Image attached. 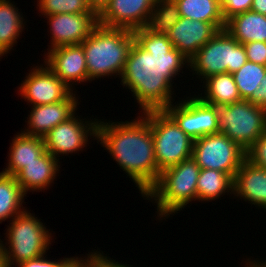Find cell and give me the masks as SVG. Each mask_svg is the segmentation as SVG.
<instances>
[{"label": "cell", "mask_w": 266, "mask_h": 267, "mask_svg": "<svg viewBox=\"0 0 266 267\" xmlns=\"http://www.w3.org/2000/svg\"><path fill=\"white\" fill-rule=\"evenodd\" d=\"M133 34L135 40L120 77L121 84L133 92L143 113L165 110L174 100L172 79L184 66L188 68L189 60L173 47L167 35L146 26L133 30Z\"/></svg>", "instance_id": "cell-1"}, {"label": "cell", "mask_w": 266, "mask_h": 267, "mask_svg": "<svg viewBox=\"0 0 266 267\" xmlns=\"http://www.w3.org/2000/svg\"><path fill=\"white\" fill-rule=\"evenodd\" d=\"M136 119L98 121L96 140L112 155L144 197L157 183L161 171L157 167L150 122L143 114Z\"/></svg>", "instance_id": "cell-2"}, {"label": "cell", "mask_w": 266, "mask_h": 267, "mask_svg": "<svg viewBox=\"0 0 266 267\" xmlns=\"http://www.w3.org/2000/svg\"><path fill=\"white\" fill-rule=\"evenodd\" d=\"M132 30L97 25L81 43L88 71V81L114 74L120 78L134 42Z\"/></svg>", "instance_id": "cell-3"}, {"label": "cell", "mask_w": 266, "mask_h": 267, "mask_svg": "<svg viewBox=\"0 0 266 267\" xmlns=\"http://www.w3.org/2000/svg\"><path fill=\"white\" fill-rule=\"evenodd\" d=\"M200 170V166L190 158L161 172L157 183L144 196L147 200H155L159 218H168L193 200L197 201Z\"/></svg>", "instance_id": "cell-4"}, {"label": "cell", "mask_w": 266, "mask_h": 267, "mask_svg": "<svg viewBox=\"0 0 266 267\" xmlns=\"http://www.w3.org/2000/svg\"><path fill=\"white\" fill-rule=\"evenodd\" d=\"M208 103L218 119L219 133L239 144L245 151L266 131V110L247 100L227 104Z\"/></svg>", "instance_id": "cell-5"}, {"label": "cell", "mask_w": 266, "mask_h": 267, "mask_svg": "<svg viewBox=\"0 0 266 267\" xmlns=\"http://www.w3.org/2000/svg\"><path fill=\"white\" fill-rule=\"evenodd\" d=\"M5 244L2 242L7 267L46 255L52 241L50 229L37 217L25 210L10 220ZM8 238V239H7ZM8 247L6 248V246Z\"/></svg>", "instance_id": "cell-6"}, {"label": "cell", "mask_w": 266, "mask_h": 267, "mask_svg": "<svg viewBox=\"0 0 266 267\" xmlns=\"http://www.w3.org/2000/svg\"><path fill=\"white\" fill-rule=\"evenodd\" d=\"M247 61L244 45L223 29L189 60V68L203 81L220 73H234Z\"/></svg>", "instance_id": "cell-7"}, {"label": "cell", "mask_w": 266, "mask_h": 267, "mask_svg": "<svg viewBox=\"0 0 266 267\" xmlns=\"http://www.w3.org/2000/svg\"><path fill=\"white\" fill-rule=\"evenodd\" d=\"M142 114L150 122L155 158L161 172L192 157L194 140L164 110Z\"/></svg>", "instance_id": "cell-8"}, {"label": "cell", "mask_w": 266, "mask_h": 267, "mask_svg": "<svg viewBox=\"0 0 266 267\" xmlns=\"http://www.w3.org/2000/svg\"><path fill=\"white\" fill-rule=\"evenodd\" d=\"M191 158L201 169L219 170L234 179L246 159V151L226 135L217 133L195 140Z\"/></svg>", "instance_id": "cell-9"}, {"label": "cell", "mask_w": 266, "mask_h": 267, "mask_svg": "<svg viewBox=\"0 0 266 267\" xmlns=\"http://www.w3.org/2000/svg\"><path fill=\"white\" fill-rule=\"evenodd\" d=\"M199 96L198 94L197 97H187V100H182L175 106L171 103L164 110L194 141L206 135L219 133L218 119L213 109Z\"/></svg>", "instance_id": "cell-10"}, {"label": "cell", "mask_w": 266, "mask_h": 267, "mask_svg": "<svg viewBox=\"0 0 266 267\" xmlns=\"http://www.w3.org/2000/svg\"><path fill=\"white\" fill-rule=\"evenodd\" d=\"M78 117V115L72 116L69 120L55 126L43 137L46 151L56 159L61 154L68 155L81 151L88 144L89 135L97 139L98 120L94 118V121L85 120L84 122V119Z\"/></svg>", "instance_id": "cell-11"}, {"label": "cell", "mask_w": 266, "mask_h": 267, "mask_svg": "<svg viewBox=\"0 0 266 267\" xmlns=\"http://www.w3.org/2000/svg\"><path fill=\"white\" fill-rule=\"evenodd\" d=\"M33 68L18 91L33 106L58 103L73 92L46 65Z\"/></svg>", "instance_id": "cell-12"}, {"label": "cell", "mask_w": 266, "mask_h": 267, "mask_svg": "<svg viewBox=\"0 0 266 267\" xmlns=\"http://www.w3.org/2000/svg\"><path fill=\"white\" fill-rule=\"evenodd\" d=\"M156 0H110L98 14V24L135 30L147 26Z\"/></svg>", "instance_id": "cell-13"}, {"label": "cell", "mask_w": 266, "mask_h": 267, "mask_svg": "<svg viewBox=\"0 0 266 267\" xmlns=\"http://www.w3.org/2000/svg\"><path fill=\"white\" fill-rule=\"evenodd\" d=\"M50 25L51 47L48 50L65 46L81 44L98 25L96 13H64L46 15Z\"/></svg>", "instance_id": "cell-14"}, {"label": "cell", "mask_w": 266, "mask_h": 267, "mask_svg": "<svg viewBox=\"0 0 266 267\" xmlns=\"http://www.w3.org/2000/svg\"><path fill=\"white\" fill-rule=\"evenodd\" d=\"M46 55L44 64L71 90L72 85L77 82H88L86 59L81 44L60 46L48 50Z\"/></svg>", "instance_id": "cell-15"}, {"label": "cell", "mask_w": 266, "mask_h": 267, "mask_svg": "<svg viewBox=\"0 0 266 267\" xmlns=\"http://www.w3.org/2000/svg\"><path fill=\"white\" fill-rule=\"evenodd\" d=\"M78 99L73 92L58 103L32 106L27 119V128L22 132L27 135L43 138L60 123L69 120L77 110Z\"/></svg>", "instance_id": "cell-16"}, {"label": "cell", "mask_w": 266, "mask_h": 267, "mask_svg": "<svg viewBox=\"0 0 266 267\" xmlns=\"http://www.w3.org/2000/svg\"><path fill=\"white\" fill-rule=\"evenodd\" d=\"M219 30L213 23L180 17L167 36L173 47L190 60Z\"/></svg>", "instance_id": "cell-17"}, {"label": "cell", "mask_w": 266, "mask_h": 267, "mask_svg": "<svg viewBox=\"0 0 266 267\" xmlns=\"http://www.w3.org/2000/svg\"><path fill=\"white\" fill-rule=\"evenodd\" d=\"M233 194L266 209V169L245 159L234 177Z\"/></svg>", "instance_id": "cell-18"}, {"label": "cell", "mask_w": 266, "mask_h": 267, "mask_svg": "<svg viewBox=\"0 0 266 267\" xmlns=\"http://www.w3.org/2000/svg\"><path fill=\"white\" fill-rule=\"evenodd\" d=\"M58 159L45 151L36 161L27 164L16 176V181L26 195L29 191H44L60 171ZM49 186V187H48Z\"/></svg>", "instance_id": "cell-19"}, {"label": "cell", "mask_w": 266, "mask_h": 267, "mask_svg": "<svg viewBox=\"0 0 266 267\" xmlns=\"http://www.w3.org/2000/svg\"><path fill=\"white\" fill-rule=\"evenodd\" d=\"M14 136L9 148V159L3 174L16 176L27 164L36 161L45 151L44 140L41 137L21 133Z\"/></svg>", "instance_id": "cell-20"}, {"label": "cell", "mask_w": 266, "mask_h": 267, "mask_svg": "<svg viewBox=\"0 0 266 267\" xmlns=\"http://www.w3.org/2000/svg\"><path fill=\"white\" fill-rule=\"evenodd\" d=\"M225 29L242 44L266 42V16L251 10L230 18Z\"/></svg>", "instance_id": "cell-21"}, {"label": "cell", "mask_w": 266, "mask_h": 267, "mask_svg": "<svg viewBox=\"0 0 266 267\" xmlns=\"http://www.w3.org/2000/svg\"><path fill=\"white\" fill-rule=\"evenodd\" d=\"M11 0H0V57L9 53L17 43L25 22ZM24 22V23H23ZM9 51V52H8Z\"/></svg>", "instance_id": "cell-22"}, {"label": "cell", "mask_w": 266, "mask_h": 267, "mask_svg": "<svg viewBox=\"0 0 266 267\" xmlns=\"http://www.w3.org/2000/svg\"><path fill=\"white\" fill-rule=\"evenodd\" d=\"M181 17L215 24L220 30L226 23L222 16L219 0H174Z\"/></svg>", "instance_id": "cell-23"}, {"label": "cell", "mask_w": 266, "mask_h": 267, "mask_svg": "<svg viewBox=\"0 0 266 267\" xmlns=\"http://www.w3.org/2000/svg\"><path fill=\"white\" fill-rule=\"evenodd\" d=\"M234 179L215 169H201L197 180V200L212 201L221 198L226 192L233 194Z\"/></svg>", "instance_id": "cell-24"}, {"label": "cell", "mask_w": 266, "mask_h": 267, "mask_svg": "<svg viewBox=\"0 0 266 267\" xmlns=\"http://www.w3.org/2000/svg\"><path fill=\"white\" fill-rule=\"evenodd\" d=\"M203 86L204 95L201 93L199 97L202 101L232 104L242 100L232 73L210 76L203 81Z\"/></svg>", "instance_id": "cell-25"}, {"label": "cell", "mask_w": 266, "mask_h": 267, "mask_svg": "<svg viewBox=\"0 0 266 267\" xmlns=\"http://www.w3.org/2000/svg\"><path fill=\"white\" fill-rule=\"evenodd\" d=\"M25 196L15 176L0 172V223L26 210L22 205Z\"/></svg>", "instance_id": "cell-26"}, {"label": "cell", "mask_w": 266, "mask_h": 267, "mask_svg": "<svg viewBox=\"0 0 266 267\" xmlns=\"http://www.w3.org/2000/svg\"><path fill=\"white\" fill-rule=\"evenodd\" d=\"M180 17L174 0H156L146 27L157 34L168 35Z\"/></svg>", "instance_id": "cell-27"}, {"label": "cell", "mask_w": 266, "mask_h": 267, "mask_svg": "<svg viewBox=\"0 0 266 267\" xmlns=\"http://www.w3.org/2000/svg\"><path fill=\"white\" fill-rule=\"evenodd\" d=\"M266 74V66L247 61L232 73L242 100H248Z\"/></svg>", "instance_id": "cell-28"}, {"label": "cell", "mask_w": 266, "mask_h": 267, "mask_svg": "<svg viewBox=\"0 0 266 267\" xmlns=\"http://www.w3.org/2000/svg\"><path fill=\"white\" fill-rule=\"evenodd\" d=\"M40 13L46 15L64 13H95L88 5L87 0H37Z\"/></svg>", "instance_id": "cell-29"}, {"label": "cell", "mask_w": 266, "mask_h": 267, "mask_svg": "<svg viewBox=\"0 0 266 267\" xmlns=\"http://www.w3.org/2000/svg\"><path fill=\"white\" fill-rule=\"evenodd\" d=\"M246 159L266 169V131L246 150Z\"/></svg>", "instance_id": "cell-30"}, {"label": "cell", "mask_w": 266, "mask_h": 267, "mask_svg": "<svg viewBox=\"0 0 266 267\" xmlns=\"http://www.w3.org/2000/svg\"><path fill=\"white\" fill-rule=\"evenodd\" d=\"M253 0H221V11L225 23L235 15L251 10Z\"/></svg>", "instance_id": "cell-31"}, {"label": "cell", "mask_w": 266, "mask_h": 267, "mask_svg": "<svg viewBox=\"0 0 266 267\" xmlns=\"http://www.w3.org/2000/svg\"><path fill=\"white\" fill-rule=\"evenodd\" d=\"M243 45L249 62L266 66V42L254 41Z\"/></svg>", "instance_id": "cell-32"}, {"label": "cell", "mask_w": 266, "mask_h": 267, "mask_svg": "<svg viewBox=\"0 0 266 267\" xmlns=\"http://www.w3.org/2000/svg\"><path fill=\"white\" fill-rule=\"evenodd\" d=\"M84 258L70 257L66 258L60 267H98L102 253L99 251L91 252Z\"/></svg>", "instance_id": "cell-33"}, {"label": "cell", "mask_w": 266, "mask_h": 267, "mask_svg": "<svg viewBox=\"0 0 266 267\" xmlns=\"http://www.w3.org/2000/svg\"><path fill=\"white\" fill-rule=\"evenodd\" d=\"M45 255H42L38 258H35V259H31V260H28V261H24L22 263H19L17 264L16 266L17 267H60L63 263V261L66 259V258H63V259H60L58 261H50L47 260L46 256L44 257Z\"/></svg>", "instance_id": "cell-34"}, {"label": "cell", "mask_w": 266, "mask_h": 267, "mask_svg": "<svg viewBox=\"0 0 266 267\" xmlns=\"http://www.w3.org/2000/svg\"><path fill=\"white\" fill-rule=\"evenodd\" d=\"M247 101L266 110V74L262 78L260 85Z\"/></svg>", "instance_id": "cell-35"}, {"label": "cell", "mask_w": 266, "mask_h": 267, "mask_svg": "<svg viewBox=\"0 0 266 267\" xmlns=\"http://www.w3.org/2000/svg\"><path fill=\"white\" fill-rule=\"evenodd\" d=\"M102 252V256L100 257L98 267H131V265L127 266V264H120L118 261L116 262L114 259H110L109 256H104Z\"/></svg>", "instance_id": "cell-36"}, {"label": "cell", "mask_w": 266, "mask_h": 267, "mask_svg": "<svg viewBox=\"0 0 266 267\" xmlns=\"http://www.w3.org/2000/svg\"><path fill=\"white\" fill-rule=\"evenodd\" d=\"M110 0H87L88 5L98 15Z\"/></svg>", "instance_id": "cell-37"}, {"label": "cell", "mask_w": 266, "mask_h": 267, "mask_svg": "<svg viewBox=\"0 0 266 267\" xmlns=\"http://www.w3.org/2000/svg\"><path fill=\"white\" fill-rule=\"evenodd\" d=\"M251 11L266 16V0H253Z\"/></svg>", "instance_id": "cell-38"}, {"label": "cell", "mask_w": 266, "mask_h": 267, "mask_svg": "<svg viewBox=\"0 0 266 267\" xmlns=\"http://www.w3.org/2000/svg\"><path fill=\"white\" fill-rule=\"evenodd\" d=\"M0 267H7L6 257L0 239Z\"/></svg>", "instance_id": "cell-39"}, {"label": "cell", "mask_w": 266, "mask_h": 267, "mask_svg": "<svg viewBox=\"0 0 266 267\" xmlns=\"http://www.w3.org/2000/svg\"><path fill=\"white\" fill-rule=\"evenodd\" d=\"M248 260V262H247ZM246 260L247 266L246 267H266V261L259 262L258 260L250 261L249 259ZM250 266H249V265Z\"/></svg>", "instance_id": "cell-40"}]
</instances>
